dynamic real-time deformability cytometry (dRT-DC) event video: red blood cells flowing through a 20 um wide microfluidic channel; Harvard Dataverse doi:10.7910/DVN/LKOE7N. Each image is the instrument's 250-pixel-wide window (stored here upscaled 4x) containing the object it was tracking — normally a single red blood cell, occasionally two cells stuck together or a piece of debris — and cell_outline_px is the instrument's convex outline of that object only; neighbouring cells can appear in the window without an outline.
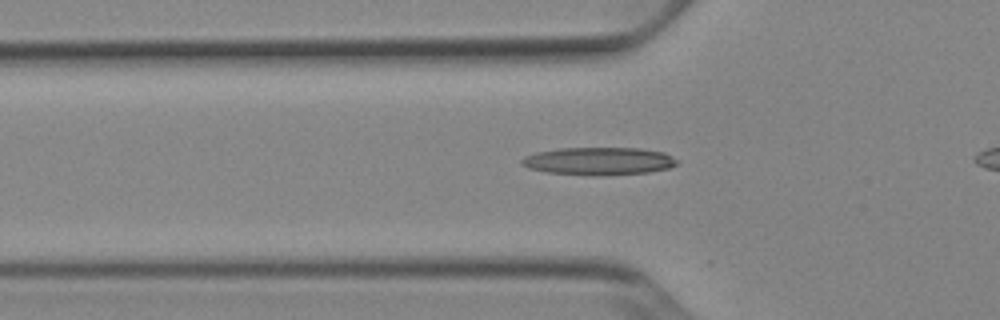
{"species": "Egyptian fruit bat (a non-hibernating species)", "species_latin": "Rousettus aegyptiacus", "temperature_condition": "cold", "stored_images_in_passage": 32, "camera_frame_rate_fps": 3000, "um_per_image_px": 0.085, "animal": {"sex": "female"}, "frame": {"image": 1, "passage_image": 4, "time_ms": 1.0, "image_size_px": [1000, 320], "cell_outline_px": [[680, 164], [668, 168], [648, 172], [604, 176], [592, 176], [548, 172], [528, 168], [520, 164], [520, 160], [524, 156], [536, 152], [560, 148], [640, 148], [664, 152], [680, 160]], "centroid_in_image_um": [50.92, 13.7], "position_along_channel_um": 74.9, "area_um2": 25.49}}
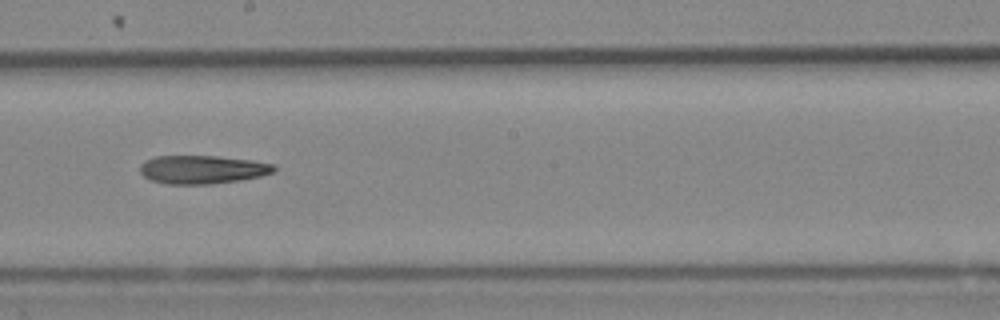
{"frame": {"image": 2, "passage_image": 16, "time_ms": 5.0, "image_size_px": [1000, 320], "cell_outline_px": [[276, 168], [272, 172], [260, 176], [240, 180], [208, 184], [168, 184], [152, 180], [144, 176], [140, 172], [140, 164], [144, 160], [156, 156], [216, 156], [252, 160], [276, 164]], "centroid_in_image_um": [17.19, 14.4], "position_along_channel_um": 231.0, "area_um2": 22.14}}
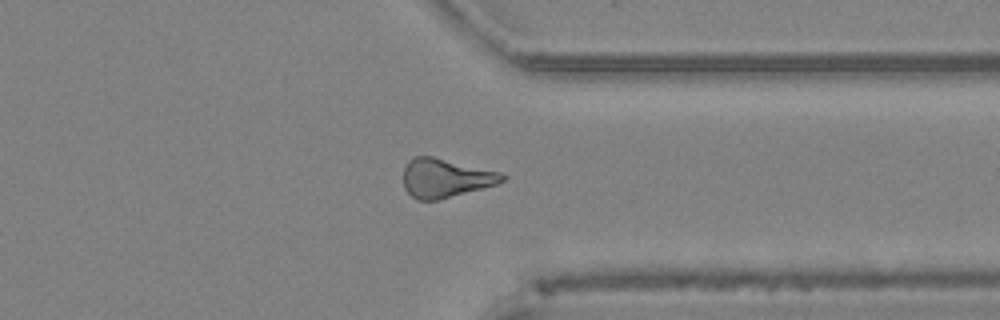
{"frame": {"image": 3, "passage_image": 27, "time_ms": 8.667, "image_size_px": [1000, 320], "cell_outline_px": [[508, 176], [504, 180], [496, 184], [436, 200], [416, 200], [404, 188], [404, 168], [408, 160], [416, 156], [432, 156], [500, 172]], "centroid_in_image_um": [37.84, 15.12], "position_along_channel_um": 373.6, "area_um2": 22.08}}